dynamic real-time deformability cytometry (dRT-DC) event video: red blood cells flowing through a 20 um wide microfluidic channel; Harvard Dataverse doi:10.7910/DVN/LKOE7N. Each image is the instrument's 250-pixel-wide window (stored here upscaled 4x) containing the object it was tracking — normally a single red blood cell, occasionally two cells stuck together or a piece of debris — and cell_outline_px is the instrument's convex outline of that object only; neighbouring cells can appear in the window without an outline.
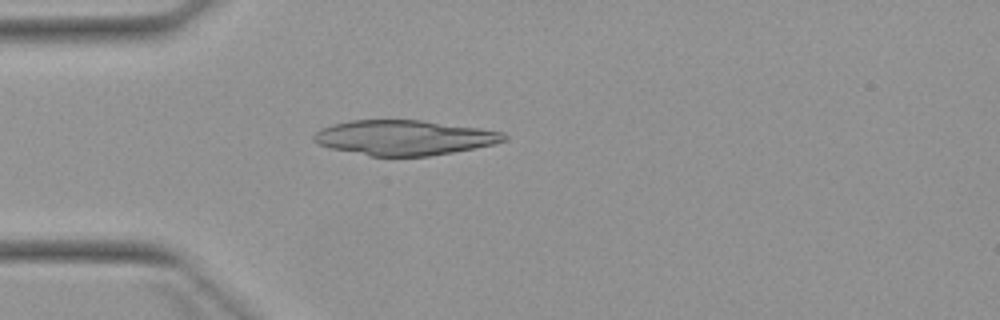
{"species": "Egyptian fruit bat (a non-hibernating species)", "species_latin": "Rousettus aegyptiacus", "temperature_condition": "warm", "stored_images_in_passage": 4, "camera_frame_rate_fps": 3000, "um_per_image_px": 0.085, "animal": {"sex": "female"}, "frame": {"image": 1, "passage_image": 4, "time_ms": 3.667, "image_size_px": [1000, 320], "cell_outline_px": [[508, 140], [496, 144], [476, 148], [428, 156], [368, 156], [328, 148], [316, 144], [312, 140], [312, 136], [320, 128], [332, 124], [352, 120], [420, 120], [480, 128], [504, 132], [508, 136]], "centroid_in_image_um": [34.34, 11.7], "position_along_channel_um": 50.7, "area_um2": 39.13}}